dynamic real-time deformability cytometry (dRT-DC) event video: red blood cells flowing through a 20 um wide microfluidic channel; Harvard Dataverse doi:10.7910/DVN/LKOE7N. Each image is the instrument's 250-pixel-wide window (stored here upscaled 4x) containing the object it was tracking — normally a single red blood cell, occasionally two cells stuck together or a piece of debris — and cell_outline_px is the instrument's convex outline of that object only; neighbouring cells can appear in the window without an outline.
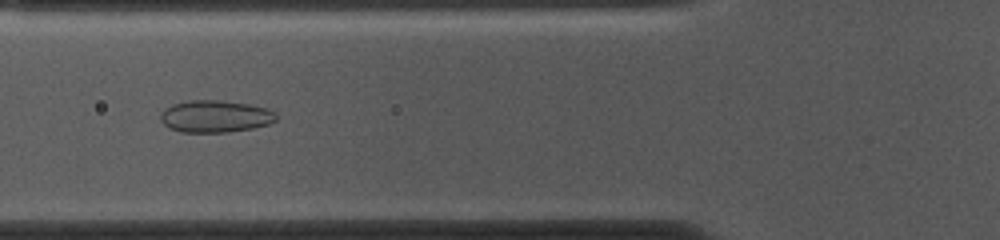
{"species": "common noctule bat (a hibernating species)", "species_latin": "Nyctalus noctula", "temperature_condition": "cold", "stored_images_in_passage": 52, "camera_frame_rate_fps": 3000, "um_per_image_px": 0.085, "animal": {"sex": "female", "body_mass_g": 10.0, "forearm_length_mm": 53.1}, "frame": {"image": 1, "passage_image": 18, "time_ms": 5.667, "image_size_px": [1000, 240], "cell_outline_px": [[276, 120], [268, 124], [252, 128], [228, 132], [180, 132], [168, 128], [160, 120], [160, 116], [164, 108], [172, 104], [188, 100], [216, 100], [248, 104], [268, 108], [276, 112]], "centroid_in_image_um": [18.27, 9.89], "position_along_channel_um": 107.5, "area_um2": 21.73}}
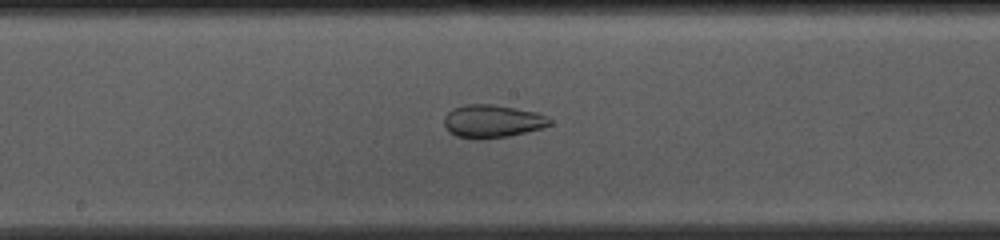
{"frame": {"image": 2, "passage_image": 26, "time_ms": 8.333, "image_size_px": [1000, 240], "cell_outline_px": [[552, 124], [540, 128], [508, 136], [480, 140], [476, 140], [456, 136], [448, 132], [444, 124], [444, 116], [452, 108], [464, 104], [492, 104], [516, 108], [536, 112], [548, 116], [552, 120]], "centroid_in_image_um": [41.81, 10.3], "position_along_channel_um": 206.4, "area_um2": 20.52}}
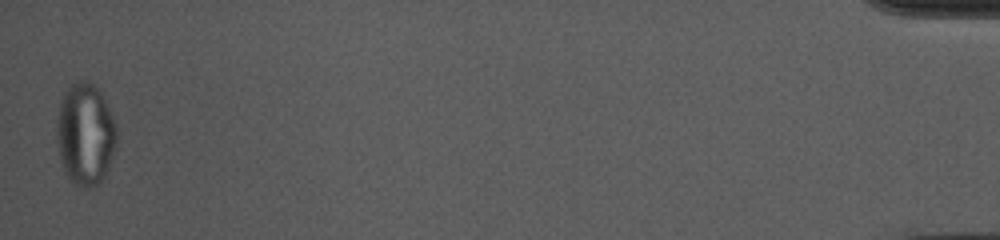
{"frame": {"image": 3, "passage_image": 52, "time_ms": 17.0, "image_size_px": [1000, 240], "cell_outline_px": [[116, 144], [112, 156], [104, 176], [92, 188], [80, 188], [72, 184], [64, 168], [60, 156], [56, 132], [60, 104], [64, 92], [76, 80], [88, 80], [100, 92], [108, 104], [116, 120]], "centroid_in_image_um": [7.27, 11.39], "position_along_channel_um": 427.9, "area_um2": 35.55}, "authors_computed_cell_mechanics": {"area_um2": 27.9463, "velocity_mm_per_s": 3.6961, "shape_relaxation_time_tau1_ms": null, "shape_relaxation_time_tau2_ms": 1.6576, "deformation_change_tau1": null, "deformation_change_tau2": 0.0763}}